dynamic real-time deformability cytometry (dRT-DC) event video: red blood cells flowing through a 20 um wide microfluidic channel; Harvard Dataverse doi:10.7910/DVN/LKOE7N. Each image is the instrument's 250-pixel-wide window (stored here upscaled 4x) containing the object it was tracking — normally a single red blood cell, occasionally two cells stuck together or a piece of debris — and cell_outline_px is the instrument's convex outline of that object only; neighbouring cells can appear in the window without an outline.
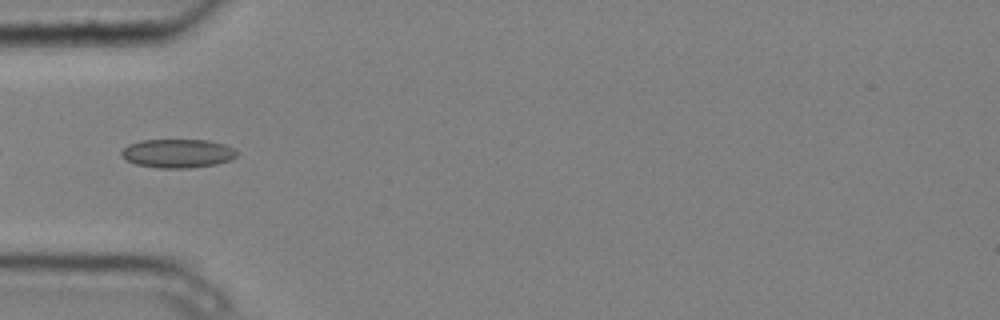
{"species": "common noctule bat (a hibernating species)", "species_latin": "Nyctalus noctula", "temperature_condition": "cold", "stored_images_in_passage": 6, "camera_frame_rate_fps": 3000, "um_per_image_px": 0.085, "animal": {"sex": "male", "body_mass_g": 20.4}, "frame": {"image": 1, "passage_image": 4, "time_ms": 1.0, "image_size_px": [1000, 320], "cell_outline_px": [[240, 152], [232, 160], [216, 164], [188, 168], [160, 168], [136, 164], [120, 156], [120, 152], [128, 144], [140, 140], [208, 140], [224, 144], [236, 148]], "centroid_in_image_um": [15.14, 13.03], "position_along_channel_um": 69.9, "area_um2": 19.54}}
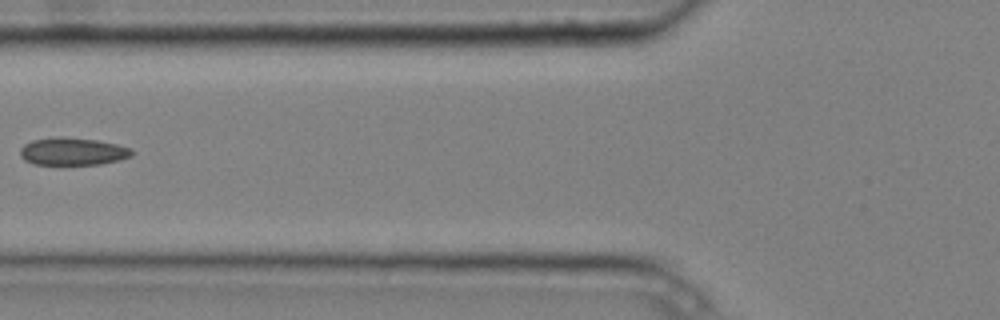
{"frame": {"image": 2, "passage_image": 5, "time_ms": 1.333, "image_size_px": [1000, 320], "cell_outline_px": [[136, 152], [132, 156], [120, 160], [100, 164], [32, 164], [24, 160], [20, 156], [20, 148], [24, 144], [32, 140], [96, 140], [116, 144], [132, 148]], "centroid_in_image_um": [6.24, 12.93], "position_along_channel_um": 119.6, "area_um2": 17.17}}
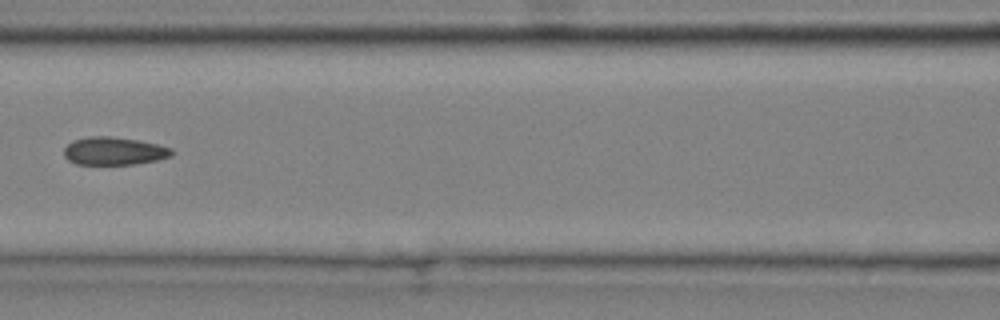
{"frame": {"image": 3, "passage_image": 6, "time_ms": 1.667, "image_size_px": [1000, 320], "cell_outline_px": [[172, 156], [156, 160], [132, 164], [76, 164], [68, 160], [64, 156], [64, 148], [72, 140], [88, 136], [108, 136], [140, 140], [160, 144], [172, 148]], "centroid_in_image_um": [9.69, 12.82], "position_along_channel_um": 156.9, "area_um2": 17.63}}